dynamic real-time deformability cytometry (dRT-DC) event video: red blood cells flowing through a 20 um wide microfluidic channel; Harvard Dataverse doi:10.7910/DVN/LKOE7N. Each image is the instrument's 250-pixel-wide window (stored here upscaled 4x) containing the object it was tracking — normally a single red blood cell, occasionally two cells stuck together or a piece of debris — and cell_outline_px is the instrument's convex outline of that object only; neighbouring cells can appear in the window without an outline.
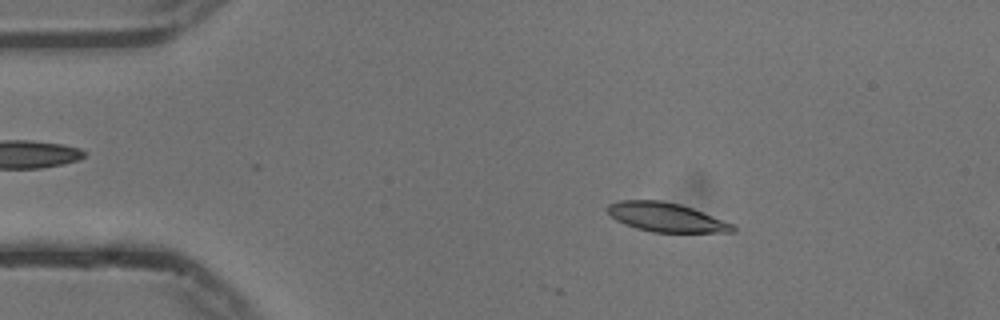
{"species": "common noctule bat (a hibernating species)", "species_latin": "Nyctalus noctula", "temperature_condition": "cold", "stored_images_in_passage": 26, "camera_frame_rate_fps": 3000, "um_per_image_px": 0.085, "animal": {"sex": "male", "body_mass_g": 13.3}, "frame": {"image": 1, "passage_image": 9, "time_ms": 2.667, "image_size_px": [1000, 320], "cell_outline_px": [[736, 232], [652, 232], [636, 228], [624, 224], [616, 220], [604, 208], [608, 204], [620, 200], [660, 200], [680, 204], [692, 208], [736, 224]], "centroid_in_image_um": [56.63, 18.46], "position_along_channel_um": 28.4, "area_um2": 21.39}}
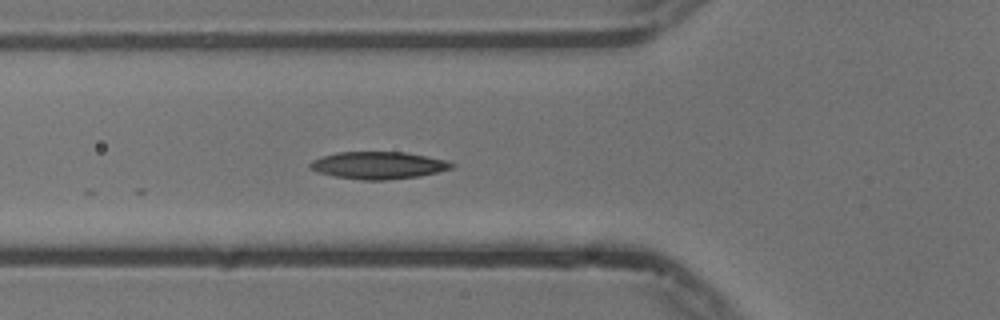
{"frame": {"image": 2, "passage_image": 19, "time_ms": 6.0, "image_size_px": [1000, 320], "cell_outline_px": [[456, 164], [452, 168], [420, 176], [384, 180], [364, 180], [336, 176], [316, 172], [308, 168], [308, 164], [312, 160], [320, 156], [336, 152], [404, 152], [444, 160]], "centroid_in_image_um": [32.09, 14.05], "position_along_channel_um": 93.7, "area_um2": 22.43}}
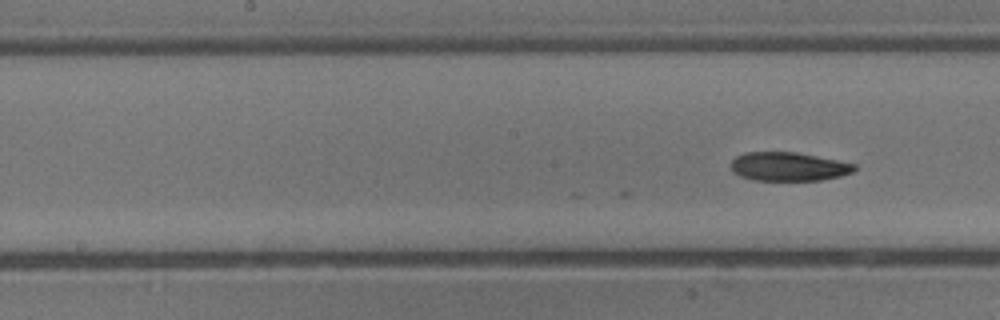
{"frame": {"image": 3, "passage_image": 26, "time_ms": 8.333, "image_size_px": [1000, 320], "cell_outline_px": [[856, 168], [852, 172], [840, 176], [820, 180], [752, 180], [740, 176], [732, 172], [732, 160], [736, 156], [744, 152], [796, 152], [856, 164]], "centroid_in_image_um": [67.0, 14.16], "position_along_channel_um": 181.2, "area_um2": 20.58}}